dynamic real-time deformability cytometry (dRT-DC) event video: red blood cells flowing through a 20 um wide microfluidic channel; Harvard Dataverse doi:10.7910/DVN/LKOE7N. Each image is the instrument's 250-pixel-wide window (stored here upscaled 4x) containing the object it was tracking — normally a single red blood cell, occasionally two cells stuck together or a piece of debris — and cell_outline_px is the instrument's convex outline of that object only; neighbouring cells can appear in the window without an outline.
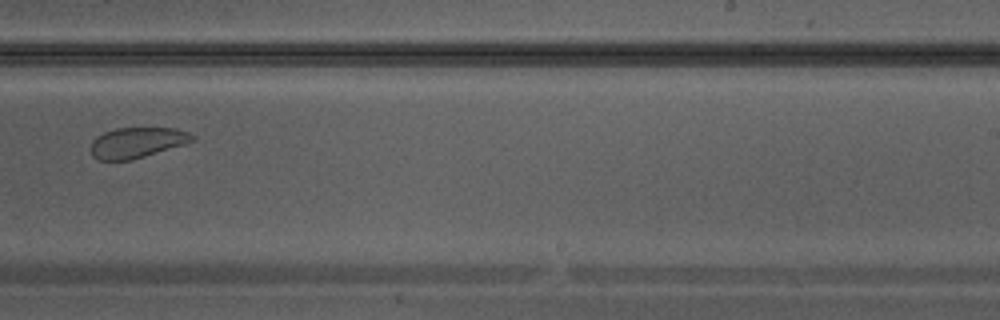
{"species": "Egyptian fruit bat (a non-hibernating species)", "species_latin": "Rousettus aegyptiacus", "temperature_condition": "warm", "stored_images_in_passage": 21, "camera_frame_rate_fps": 3000, "um_per_image_px": 0.085, "animal": {"sex": "male"}, "frame": {"image": 1, "passage_image": 12, "time_ms": 3.667, "image_size_px": [1000, 320], "cell_outline_px": [[196, 140], [132, 160], [96, 160], [92, 156], [92, 140], [96, 136], [104, 132], [116, 128], [176, 128], [188, 132], [196, 136]], "centroid_in_image_um": [11.64, 12.11], "position_along_channel_um": 277.4, "area_um2": 18.03}}